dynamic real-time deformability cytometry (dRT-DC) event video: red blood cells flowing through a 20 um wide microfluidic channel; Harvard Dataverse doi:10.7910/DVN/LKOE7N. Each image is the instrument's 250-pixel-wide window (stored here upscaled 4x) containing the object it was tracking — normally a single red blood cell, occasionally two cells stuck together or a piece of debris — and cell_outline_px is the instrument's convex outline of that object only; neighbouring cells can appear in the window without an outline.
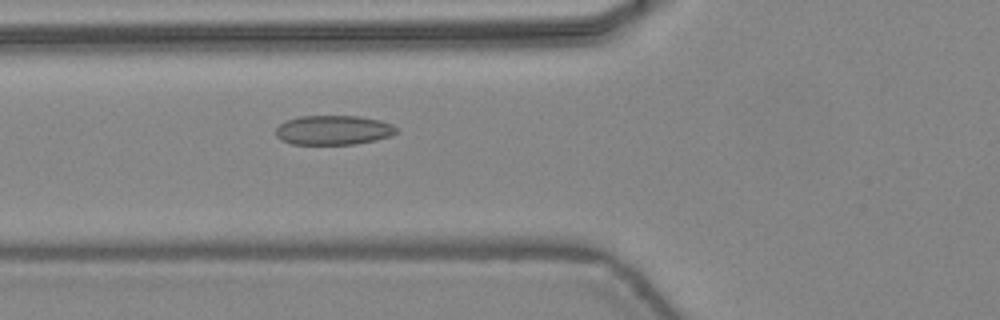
{"species": "common noctule bat (a hibernating species)", "species_latin": "Nyctalus noctula", "temperature_condition": "warm", "stored_images_in_passage": 47, "camera_frame_rate_fps": 3000, "um_per_image_px": 0.085, "animal": {"sex": "female", "body_mass_g": 24.6, "forearm_length_mm": 56.2}, "frame": {"image": 1, "passage_image": 18, "time_ms": 5.667, "image_size_px": [1000, 320], "cell_outline_px": [[396, 132], [392, 136], [376, 140], [356, 144], [292, 144], [280, 140], [276, 136], [276, 128], [284, 120], [300, 116], [356, 116], [380, 120], [392, 124], [396, 128]], "centroid_in_image_um": [28.32, 11.06], "position_along_channel_um": 97.5, "area_um2": 20.81}}
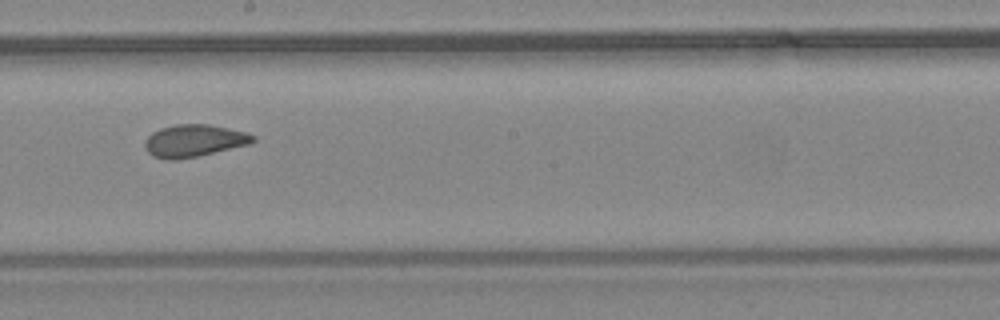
{"frame": {"image": 2, "passage_image": 27, "time_ms": 8.667, "image_size_px": [1000, 320], "cell_outline_px": [[256, 140], [248, 144], [196, 156], [176, 160], [164, 160], [152, 156], [144, 148], [144, 140], [152, 132], [160, 128], [176, 124], [208, 124], [244, 132], [256, 136]], "centroid_in_image_um": [16.42, 11.96], "position_along_channel_um": 231.8, "area_um2": 20.23}}
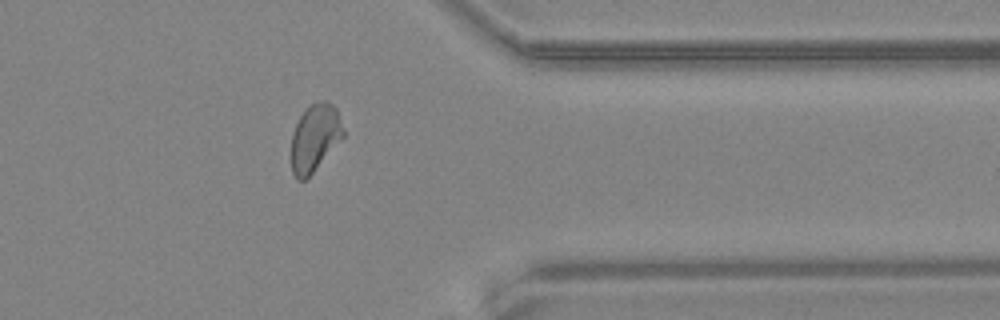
{"frame": {"image": 3, "passage_image": 38, "time_ms": 12.333, "image_size_px": [1000, 320], "cell_outline_px": [[344, 136], [312, 172], [304, 180], [296, 180], [292, 172], [292, 132], [300, 116], [308, 104], [316, 100], [328, 100], [336, 108], [344, 132]], "centroid_in_image_um": [26.75, 11.66], "position_along_channel_um": 384.7, "area_um2": 20.23}, "authors_computed_cell_mechanics": {"area_um2": 20.808, "velocity_mm_per_s": 4.4695, "shape_relaxation_time_tau1_ms": null, "shape_relaxation_time_tau2_ms": 1.3081, "deformation_change_tau1": null, "deformation_change_tau2": 0.0581}}